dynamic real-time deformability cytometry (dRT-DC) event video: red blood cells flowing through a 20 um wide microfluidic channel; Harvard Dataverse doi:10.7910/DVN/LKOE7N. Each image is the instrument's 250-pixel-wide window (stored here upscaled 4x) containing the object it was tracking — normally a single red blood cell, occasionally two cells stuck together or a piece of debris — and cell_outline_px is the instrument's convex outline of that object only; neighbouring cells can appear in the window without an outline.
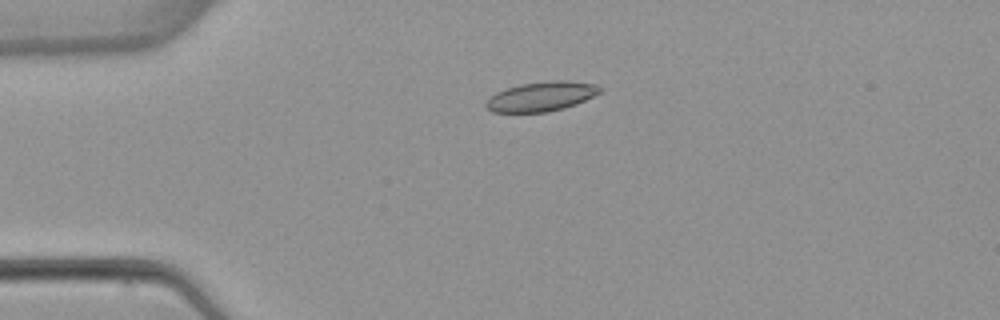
{"species": "common noctule bat (a hibernating species)", "species_latin": "Nyctalus noctula", "temperature_condition": "warm", "stored_images_in_passage": 4, "camera_frame_rate_fps": 3000, "um_per_image_px": 0.085, "animal": {"sex": "female", "body_mass_g": 22.7, "forearm_length_mm": 54.2}, "frame": {"image": 1, "passage_image": 4, "time_ms": 4.0, "image_size_px": [1000, 320], "cell_outline_px": [[604, 88], [600, 92], [576, 104], [564, 108], [548, 112], [492, 112], [484, 104], [496, 92], [504, 88], [520, 84], [548, 80], [568, 80], [596, 84]], "centroid_in_image_um": [46.03, 8.18], "position_along_channel_um": 39.0, "area_um2": 19.71}}